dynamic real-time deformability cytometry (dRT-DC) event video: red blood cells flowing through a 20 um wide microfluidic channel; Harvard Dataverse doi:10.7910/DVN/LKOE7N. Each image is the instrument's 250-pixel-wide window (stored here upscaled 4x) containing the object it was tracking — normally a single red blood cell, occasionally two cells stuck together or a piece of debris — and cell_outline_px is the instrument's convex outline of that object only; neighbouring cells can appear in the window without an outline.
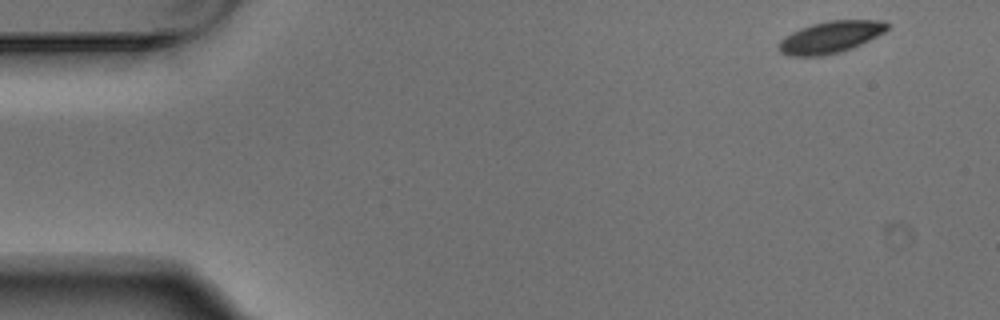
{"species": "Egyptian fruit bat (a non-hibernating species)", "species_latin": "Rousettus aegyptiacus", "temperature_condition": "warm", "stored_images_in_passage": 5, "camera_frame_rate_fps": 3000, "um_per_image_px": 0.085, "animal": {"sex": "male"}, "frame": {"image": 1, "passage_image": 1, "time_ms": 0.0, "image_size_px": [1000, 320], "cell_outline_px": [[888, 28], [884, 32], [852, 48], [840, 52], [820, 56], [792, 56], [780, 52], [780, 40], [792, 32], [800, 28], [812, 24], [828, 20], [884, 20], [888, 24]], "centroid_in_image_um": [70.6, 3.14], "position_along_channel_um": 14.4, "area_um2": 19.88}}
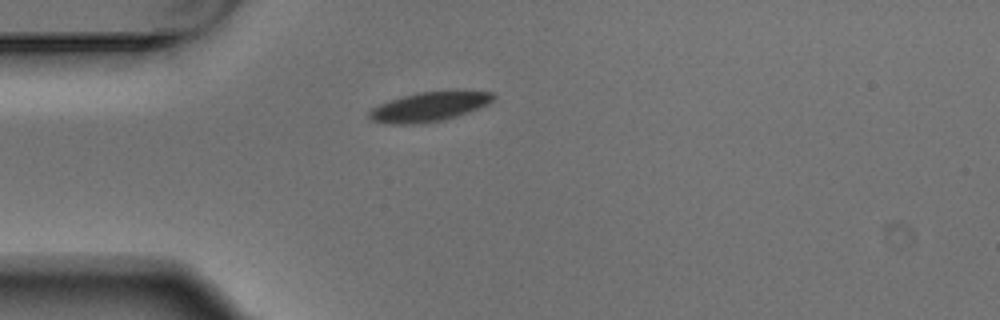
{"frame": {"image": 2, "passage_image": 4, "time_ms": 1.0, "image_size_px": [1000, 320], "cell_outline_px": [[496, 96], [488, 104], [468, 112], [456, 116], [440, 120], [412, 124], [388, 124], [372, 120], [368, 116], [368, 112], [372, 108], [380, 104], [416, 92], [452, 88], [464, 88], [492, 92]], "centroid_in_image_um": [36.57, 9.0], "position_along_channel_um": 48.4, "area_um2": 21.85}}